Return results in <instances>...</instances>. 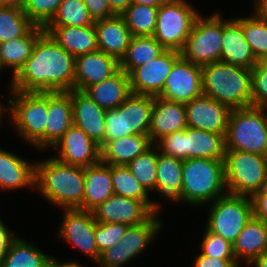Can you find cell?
Returning <instances> with one entry per match:
<instances>
[{
    "instance_id": "6",
    "label": "cell",
    "mask_w": 267,
    "mask_h": 267,
    "mask_svg": "<svg viewBox=\"0 0 267 267\" xmlns=\"http://www.w3.org/2000/svg\"><path fill=\"white\" fill-rule=\"evenodd\" d=\"M267 108L232 109L227 133L226 150H239L267 156Z\"/></svg>"
},
{
    "instance_id": "41",
    "label": "cell",
    "mask_w": 267,
    "mask_h": 267,
    "mask_svg": "<svg viewBox=\"0 0 267 267\" xmlns=\"http://www.w3.org/2000/svg\"><path fill=\"white\" fill-rule=\"evenodd\" d=\"M156 166L157 145L154 143L127 165L132 175L148 192L156 190Z\"/></svg>"
},
{
    "instance_id": "44",
    "label": "cell",
    "mask_w": 267,
    "mask_h": 267,
    "mask_svg": "<svg viewBox=\"0 0 267 267\" xmlns=\"http://www.w3.org/2000/svg\"><path fill=\"white\" fill-rule=\"evenodd\" d=\"M201 242V255L219 259H235L233 244L205 228Z\"/></svg>"
},
{
    "instance_id": "31",
    "label": "cell",
    "mask_w": 267,
    "mask_h": 267,
    "mask_svg": "<svg viewBox=\"0 0 267 267\" xmlns=\"http://www.w3.org/2000/svg\"><path fill=\"white\" fill-rule=\"evenodd\" d=\"M152 144L149 135H128L120 139L105 140L100 147L101 162L127 166Z\"/></svg>"
},
{
    "instance_id": "52",
    "label": "cell",
    "mask_w": 267,
    "mask_h": 267,
    "mask_svg": "<svg viewBox=\"0 0 267 267\" xmlns=\"http://www.w3.org/2000/svg\"><path fill=\"white\" fill-rule=\"evenodd\" d=\"M108 3L115 15H121L131 4V0H108Z\"/></svg>"
},
{
    "instance_id": "51",
    "label": "cell",
    "mask_w": 267,
    "mask_h": 267,
    "mask_svg": "<svg viewBox=\"0 0 267 267\" xmlns=\"http://www.w3.org/2000/svg\"><path fill=\"white\" fill-rule=\"evenodd\" d=\"M0 219V264L8 252L10 243L17 237Z\"/></svg>"
},
{
    "instance_id": "25",
    "label": "cell",
    "mask_w": 267,
    "mask_h": 267,
    "mask_svg": "<svg viewBox=\"0 0 267 267\" xmlns=\"http://www.w3.org/2000/svg\"><path fill=\"white\" fill-rule=\"evenodd\" d=\"M84 93L105 110L117 108L132 93L130 77L119 69L111 77L89 86Z\"/></svg>"
},
{
    "instance_id": "32",
    "label": "cell",
    "mask_w": 267,
    "mask_h": 267,
    "mask_svg": "<svg viewBox=\"0 0 267 267\" xmlns=\"http://www.w3.org/2000/svg\"><path fill=\"white\" fill-rule=\"evenodd\" d=\"M183 161L159 151L157 147L156 191L167 200L181 201Z\"/></svg>"
},
{
    "instance_id": "16",
    "label": "cell",
    "mask_w": 267,
    "mask_h": 267,
    "mask_svg": "<svg viewBox=\"0 0 267 267\" xmlns=\"http://www.w3.org/2000/svg\"><path fill=\"white\" fill-rule=\"evenodd\" d=\"M53 147L59 148L53 158L64 164L88 167L101 161L100 146L74 124Z\"/></svg>"
},
{
    "instance_id": "39",
    "label": "cell",
    "mask_w": 267,
    "mask_h": 267,
    "mask_svg": "<svg viewBox=\"0 0 267 267\" xmlns=\"http://www.w3.org/2000/svg\"><path fill=\"white\" fill-rule=\"evenodd\" d=\"M83 0H62L58 11L46 26H89L94 24Z\"/></svg>"
},
{
    "instance_id": "8",
    "label": "cell",
    "mask_w": 267,
    "mask_h": 267,
    "mask_svg": "<svg viewBox=\"0 0 267 267\" xmlns=\"http://www.w3.org/2000/svg\"><path fill=\"white\" fill-rule=\"evenodd\" d=\"M187 0H167L158 7L153 37L165 48L181 51L200 15ZM194 7V8H193Z\"/></svg>"
},
{
    "instance_id": "13",
    "label": "cell",
    "mask_w": 267,
    "mask_h": 267,
    "mask_svg": "<svg viewBox=\"0 0 267 267\" xmlns=\"http://www.w3.org/2000/svg\"><path fill=\"white\" fill-rule=\"evenodd\" d=\"M180 57V51L166 49L157 58L136 67L129 74L131 92L154 97L159 96L174 63Z\"/></svg>"
},
{
    "instance_id": "37",
    "label": "cell",
    "mask_w": 267,
    "mask_h": 267,
    "mask_svg": "<svg viewBox=\"0 0 267 267\" xmlns=\"http://www.w3.org/2000/svg\"><path fill=\"white\" fill-rule=\"evenodd\" d=\"M158 7L131 3L121 14L132 36H152L156 28Z\"/></svg>"
},
{
    "instance_id": "60",
    "label": "cell",
    "mask_w": 267,
    "mask_h": 267,
    "mask_svg": "<svg viewBox=\"0 0 267 267\" xmlns=\"http://www.w3.org/2000/svg\"><path fill=\"white\" fill-rule=\"evenodd\" d=\"M4 104H2V102H1V100H0V122H2V118H3V111H5L6 112V110L8 111L9 110V108H7L6 107V105H5V107L3 106ZM1 124V123H0Z\"/></svg>"
},
{
    "instance_id": "7",
    "label": "cell",
    "mask_w": 267,
    "mask_h": 267,
    "mask_svg": "<svg viewBox=\"0 0 267 267\" xmlns=\"http://www.w3.org/2000/svg\"><path fill=\"white\" fill-rule=\"evenodd\" d=\"M224 172L227 193L251 197L267 175V156L226 150Z\"/></svg>"
},
{
    "instance_id": "36",
    "label": "cell",
    "mask_w": 267,
    "mask_h": 267,
    "mask_svg": "<svg viewBox=\"0 0 267 267\" xmlns=\"http://www.w3.org/2000/svg\"><path fill=\"white\" fill-rule=\"evenodd\" d=\"M52 259L20 237H16L9 245L8 252L1 262V267H46Z\"/></svg>"
},
{
    "instance_id": "11",
    "label": "cell",
    "mask_w": 267,
    "mask_h": 267,
    "mask_svg": "<svg viewBox=\"0 0 267 267\" xmlns=\"http://www.w3.org/2000/svg\"><path fill=\"white\" fill-rule=\"evenodd\" d=\"M153 213L145 222L129 226L121 240L101 253L98 263L101 267H121L142 253L153 242L161 229V221Z\"/></svg>"
},
{
    "instance_id": "27",
    "label": "cell",
    "mask_w": 267,
    "mask_h": 267,
    "mask_svg": "<svg viewBox=\"0 0 267 267\" xmlns=\"http://www.w3.org/2000/svg\"><path fill=\"white\" fill-rule=\"evenodd\" d=\"M265 252H267V223L252 216L233 243L234 257L238 264L240 258L241 260L243 258L244 262L250 265Z\"/></svg>"
},
{
    "instance_id": "35",
    "label": "cell",
    "mask_w": 267,
    "mask_h": 267,
    "mask_svg": "<svg viewBox=\"0 0 267 267\" xmlns=\"http://www.w3.org/2000/svg\"><path fill=\"white\" fill-rule=\"evenodd\" d=\"M165 50L153 36H132L125 55L119 61L120 69L129 75L136 67L152 61Z\"/></svg>"
},
{
    "instance_id": "18",
    "label": "cell",
    "mask_w": 267,
    "mask_h": 267,
    "mask_svg": "<svg viewBox=\"0 0 267 267\" xmlns=\"http://www.w3.org/2000/svg\"><path fill=\"white\" fill-rule=\"evenodd\" d=\"M119 69V60L100 50L76 56L74 90L84 92L89 86L111 77Z\"/></svg>"
},
{
    "instance_id": "3",
    "label": "cell",
    "mask_w": 267,
    "mask_h": 267,
    "mask_svg": "<svg viewBox=\"0 0 267 267\" xmlns=\"http://www.w3.org/2000/svg\"><path fill=\"white\" fill-rule=\"evenodd\" d=\"M203 95L231 109L252 106V70L215 62L201 66Z\"/></svg>"
},
{
    "instance_id": "1",
    "label": "cell",
    "mask_w": 267,
    "mask_h": 267,
    "mask_svg": "<svg viewBox=\"0 0 267 267\" xmlns=\"http://www.w3.org/2000/svg\"><path fill=\"white\" fill-rule=\"evenodd\" d=\"M76 57L47 32L35 42L31 56L11 79L10 90L22 92H69L74 90Z\"/></svg>"
},
{
    "instance_id": "59",
    "label": "cell",
    "mask_w": 267,
    "mask_h": 267,
    "mask_svg": "<svg viewBox=\"0 0 267 267\" xmlns=\"http://www.w3.org/2000/svg\"><path fill=\"white\" fill-rule=\"evenodd\" d=\"M258 63L265 69L267 70V56L262 57Z\"/></svg>"
},
{
    "instance_id": "50",
    "label": "cell",
    "mask_w": 267,
    "mask_h": 267,
    "mask_svg": "<svg viewBox=\"0 0 267 267\" xmlns=\"http://www.w3.org/2000/svg\"><path fill=\"white\" fill-rule=\"evenodd\" d=\"M253 216L267 223V195H252Z\"/></svg>"
},
{
    "instance_id": "53",
    "label": "cell",
    "mask_w": 267,
    "mask_h": 267,
    "mask_svg": "<svg viewBox=\"0 0 267 267\" xmlns=\"http://www.w3.org/2000/svg\"><path fill=\"white\" fill-rule=\"evenodd\" d=\"M254 14L267 21V0H255L254 1Z\"/></svg>"
},
{
    "instance_id": "20",
    "label": "cell",
    "mask_w": 267,
    "mask_h": 267,
    "mask_svg": "<svg viewBox=\"0 0 267 267\" xmlns=\"http://www.w3.org/2000/svg\"><path fill=\"white\" fill-rule=\"evenodd\" d=\"M187 127L186 106L183 103L154 97L149 137L156 143L163 136L182 131Z\"/></svg>"
},
{
    "instance_id": "23",
    "label": "cell",
    "mask_w": 267,
    "mask_h": 267,
    "mask_svg": "<svg viewBox=\"0 0 267 267\" xmlns=\"http://www.w3.org/2000/svg\"><path fill=\"white\" fill-rule=\"evenodd\" d=\"M221 62L253 69L258 63L246 41L241 25L233 18L223 20Z\"/></svg>"
},
{
    "instance_id": "56",
    "label": "cell",
    "mask_w": 267,
    "mask_h": 267,
    "mask_svg": "<svg viewBox=\"0 0 267 267\" xmlns=\"http://www.w3.org/2000/svg\"><path fill=\"white\" fill-rule=\"evenodd\" d=\"M167 0H131L134 4H144L152 7H159L164 4Z\"/></svg>"
},
{
    "instance_id": "28",
    "label": "cell",
    "mask_w": 267,
    "mask_h": 267,
    "mask_svg": "<svg viewBox=\"0 0 267 267\" xmlns=\"http://www.w3.org/2000/svg\"><path fill=\"white\" fill-rule=\"evenodd\" d=\"M185 160L195 158L224 160L225 136L186 127L184 129Z\"/></svg>"
},
{
    "instance_id": "29",
    "label": "cell",
    "mask_w": 267,
    "mask_h": 267,
    "mask_svg": "<svg viewBox=\"0 0 267 267\" xmlns=\"http://www.w3.org/2000/svg\"><path fill=\"white\" fill-rule=\"evenodd\" d=\"M83 210L93 211L114 194L111 179V165L101 161L95 165L84 167Z\"/></svg>"
},
{
    "instance_id": "30",
    "label": "cell",
    "mask_w": 267,
    "mask_h": 267,
    "mask_svg": "<svg viewBox=\"0 0 267 267\" xmlns=\"http://www.w3.org/2000/svg\"><path fill=\"white\" fill-rule=\"evenodd\" d=\"M35 187V163L0 149V189L14 190Z\"/></svg>"
},
{
    "instance_id": "49",
    "label": "cell",
    "mask_w": 267,
    "mask_h": 267,
    "mask_svg": "<svg viewBox=\"0 0 267 267\" xmlns=\"http://www.w3.org/2000/svg\"><path fill=\"white\" fill-rule=\"evenodd\" d=\"M193 267H239L236 259H219L197 254Z\"/></svg>"
},
{
    "instance_id": "17",
    "label": "cell",
    "mask_w": 267,
    "mask_h": 267,
    "mask_svg": "<svg viewBox=\"0 0 267 267\" xmlns=\"http://www.w3.org/2000/svg\"><path fill=\"white\" fill-rule=\"evenodd\" d=\"M100 223H124L129 226L145 222L153 212L140 200L113 194L93 211Z\"/></svg>"
},
{
    "instance_id": "33",
    "label": "cell",
    "mask_w": 267,
    "mask_h": 267,
    "mask_svg": "<svg viewBox=\"0 0 267 267\" xmlns=\"http://www.w3.org/2000/svg\"><path fill=\"white\" fill-rule=\"evenodd\" d=\"M43 32L44 27L35 25L25 36L0 43L1 67H12L14 77L31 56L33 46Z\"/></svg>"
},
{
    "instance_id": "54",
    "label": "cell",
    "mask_w": 267,
    "mask_h": 267,
    "mask_svg": "<svg viewBox=\"0 0 267 267\" xmlns=\"http://www.w3.org/2000/svg\"><path fill=\"white\" fill-rule=\"evenodd\" d=\"M46 267H84L82 264L80 265L78 262H63L52 257V259L47 263Z\"/></svg>"
},
{
    "instance_id": "15",
    "label": "cell",
    "mask_w": 267,
    "mask_h": 267,
    "mask_svg": "<svg viewBox=\"0 0 267 267\" xmlns=\"http://www.w3.org/2000/svg\"><path fill=\"white\" fill-rule=\"evenodd\" d=\"M185 106L188 127L226 136L232 111L229 106L206 95L193 98Z\"/></svg>"
},
{
    "instance_id": "5",
    "label": "cell",
    "mask_w": 267,
    "mask_h": 267,
    "mask_svg": "<svg viewBox=\"0 0 267 267\" xmlns=\"http://www.w3.org/2000/svg\"><path fill=\"white\" fill-rule=\"evenodd\" d=\"M8 115L15 130L26 143L45 150V127L48 119V92L10 90Z\"/></svg>"
},
{
    "instance_id": "46",
    "label": "cell",
    "mask_w": 267,
    "mask_h": 267,
    "mask_svg": "<svg viewBox=\"0 0 267 267\" xmlns=\"http://www.w3.org/2000/svg\"><path fill=\"white\" fill-rule=\"evenodd\" d=\"M155 144L162 153L185 160L184 130L165 135Z\"/></svg>"
},
{
    "instance_id": "38",
    "label": "cell",
    "mask_w": 267,
    "mask_h": 267,
    "mask_svg": "<svg viewBox=\"0 0 267 267\" xmlns=\"http://www.w3.org/2000/svg\"><path fill=\"white\" fill-rule=\"evenodd\" d=\"M34 26L23 9L0 6V43L25 36Z\"/></svg>"
},
{
    "instance_id": "14",
    "label": "cell",
    "mask_w": 267,
    "mask_h": 267,
    "mask_svg": "<svg viewBox=\"0 0 267 267\" xmlns=\"http://www.w3.org/2000/svg\"><path fill=\"white\" fill-rule=\"evenodd\" d=\"M202 95L201 66L181 56L174 63L159 97L187 104Z\"/></svg>"
},
{
    "instance_id": "12",
    "label": "cell",
    "mask_w": 267,
    "mask_h": 267,
    "mask_svg": "<svg viewBox=\"0 0 267 267\" xmlns=\"http://www.w3.org/2000/svg\"><path fill=\"white\" fill-rule=\"evenodd\" d=\"M96 220L93 212L80 209H64L59 227V238L80 249L89 258L98 262L100 253L95 240Z\"/></svg>"
},
{
    "instance_id": "10",
    "label": "cell",
    "mask_w": 267,
    "mask_h": 267,
    "mask_svg": "<svg viewBox=\"0 0 267 267\" xmlns=\"http://www.w3.org/2000/svg\"><path fill=\"white\" fill-rule=\"evenodd\" d=\"M210 204L205 227L233 244L253 216L251 197L226 193Z\"/></svg>"
},
{
    "instance_id": "21",
    "label": "cell",
    "mask_w": 267,
    "mask_h": 267,
    "mask_svg": "<svg viewBox=\"0 0 267 267\" xmlns=\"http://www.w3.org/2000/svg\"><path fill=\"white\" fill-rule=\"evenodd\" d=\"M100 51L117 58L125 55L132 38L131 32L121 15L99 19L94 22Z\"/></svg>"
},
{
    "instance_id": "26",
    "label": "cell",
    "mask_w": 267,
    "mask_h": 267,
    "mask_svg": "<svg viewBox=\"0 0 267 267\" xmlns=\"http://www.w3.org/2000/svg\"><path fill=\"white\" fill-rule=\"evenodd\" d=\"M154 96L131 93L119 106L123 113L124 137L149 135Z\"/></svg>"
},
{
    "instance_id": "58",
    "label": "cell",
    "mask_w": 267,
    "mask_h": 267,
    "mask_svg": "<svg viewBox=\"0 0 267 267\" xmlns=\"http://www.w3.org/2000/svg\"><path fill=\"white\" fill-rule=\"evenodd\" d=\"M253 195H267V175L265 179L262 181L260 189Z\"/></svg>"
},
{
    "instance_id": "48",
    "label": "cell",
    "mask_w": 267,
    "mask_h": 267,
    "mask_svg": "<svg viewBox=\"0 0 267 267\" xmlns=\"http://www.w3.org/2000/svg\"><path fill=\"white\" fill-rule=\"evenodd\" d=\"M94 21L114 16L108 0H83Z\"/></svg>"
},
{
    "instance_id": "47",
    "label": "cell",
    "mask_w": 267,
    "mask_h": 267,
    "mask_svg": "<svg viewBox=\"0 0 267 267\" xmlns=\"http://www.w3.org/2000/svg\"><path fill=\"white\" fill-rule=\"evenodd\" d=\"M105 140H115L124 137L123 113L119 106L105 112Z\"/></svg>"
},
{
    "instance_id": "57",
    "label": "cell",
    "mask_w": 267,
    "mask_h": 267,
    "mask_svg": "<svg viewBox=\"0 0 267 267\" xmlns=\"http://www.w3.org/2000/svg\"><path fill=\"white\" fill-rule=\"evenodd\" d=\"M250 264H253V267H267V252L263 253L260 257L254 259Z\"/></svg>"
},
{
    "instance_id": "55",
    "label": "cell",
    "mask_w": 267,
    "mask_h": 267,
    "mask_svg": "<svg viewBox=\"0 0 267 267\" xmlns=\"http://www.w3.org/2000/svg\"><path fill=\"white\" fill-rule=\"evenodd\" d=\"M26 0H0V6L23 9Z\"/></svg>"
},
{
    "instance_id": "40",
    "label": "cell",
    "mask_w": 267,
    "mask_h": 267,
    "mask_svg": "<svg viewBox=\"0 0 267 267\" xmlns=\"http://www.w3.org/2000/svg\"><path fill=\"white\" fill-rule=\"evenodd\" d=\"M242 27V31L250 49L259 61L267 56V21L258 18L255 14L251 17L234 18Z\"/></svg>"
},
{
    "instance_id": "19",
    "label": "cell",
    "mask_w": 267,
    "mask_h": 267,
    "mask_svg": "<svg viewBox=\"0 0 267 267\" xmlns=\"http://www.w3.org/2000/svg\"><path fill=\"white\" fill-rule=\"evenodd\" d=\"M73 124L81 128L100 147L105 142V112L84 92L71 90Z\"/></svg>"
},
{
    "instance_id": "9",
    "label": "cell",
    "mask_w": 267,
    "mask_h": 267,
    "mask_svg": "<svg viewBox=\"0 0 267 267\" xmlns=\"http://www.w3.org/2000/svg\"><path fill=\"white\" fill-rule=\"evenodd\" d=\"M223 38V17L219 11L196 18L186 40L181 56L197 65L221 62Z\"/></svg>"
},
{
    "instance_id": "2",
    "label": "cell",
    "mask_w": 267,
    "mask_h": 267,
    "mask_svg": "<svg viewBox=\"0 0 267 267\" xmlns=\"http://www.w3.org/2000/svg\"><path fill=\"white\" fill-rule=\"evenodd\" d=\"M84 188V167L64 164L55 158L35 163L34 190L38 189L55 206L83 210Z\"/></svg>"
},
{
    "instance_id": "34",
    "label": "cell",
    "mask_w": 267,
    "mask_h": 267,
    "mask_svg": "<svg viewBox=\"0 0 267 267\" xmlns=\"http://www.w3.org/2000/svg\"><path fill=\"white\" fill-rule=\"evenodd\" d=\"M114 194L142 201L153 213H158L161 203L150 200L149 192L132 175L126 165H111Z\"/></svg>"
},
{
    "instance_id": "22",
    "label": "cell",
    "mask_w": 267,
    "mask_h": 267,
    "mask_svg": "<svg viewBox=\"0 0 267 267\" xmlns=\"http://www.w3.org/2000/svg\"><path fill=\"white\" fill-rule=\"evenodd\" d=\"M73 125L71 91L48 92V119L45 127V149L53 147Z\"/></svg>"
},
{
    "instance_id": "42",
    "label": "cell",
    "mask_w": 267,
    "mask_h": 267,
    "mask_svg": "<svg viewBox=\"0 0 267 267\" xmlns=\"http://www.w3.org/2000/svg\"><path fill=\"white\" fill-rule=\"evenodd\" d=\"M62 0H26L23 11L38 26L45 27L55 16Z\"/></svg>"
},
{
    "instance_id": "45",
    "label": "cell",
    "mask_w": 267,
    "mask_h": 267,
    "mask_svg": "<svg viewBox=\"0 0 267 267\" xmlns=\"http://www.w3.org/2000/svg\"><path fill=\"white\" fill-rule=\"evenodd\" d=\"M252 106L267 108V70L259 63L252 69Z\"/></svg>"
},
{
    "instance_id": "4",
    "label": "cell",
    "mask_w": 267,
    "mask_h": 267,
    "mask_svg": "<svg viewBox=\"0 0 267 267\" xmlns=\"http://www.w3.org/2000/svg\"><path fill=\"white\" fill-rule=\"evenodd\" d=\"M227 193L224 160L195 158L183 161L181 201L197 207Z\"/></svg>"
},
{
    "instance_id": "24",
    "label": "cell",
    "mask_w": 267,
    "mask_h": 267,
    "mask_svg": "<svg viewBox=\"0 0 267 267\" xmlns=\"http://www.w3.org/2000/svg\"><path fill=\"white\" fill-rule=\"evenodd\" d=\"M44 31L75 57L99 50L94 24L80 27L45 26Z\"/></svg>"
},
{
    "instance_id": "43",
    "label": "cell",
    "mask_w": 267,
    "mask_h": 267,
    "mask_svg": "<svg viewBox=\"0 0 267 267\" xmlns=\"http://www.w3.org/2000/svg\"><path fill=\"white\" fill-rule=\"evenodd\" d=\"M129 225L124 223H100L95 225V240L99 253L115 246L124 236Z\"/></svg>"
}]
</instances>
